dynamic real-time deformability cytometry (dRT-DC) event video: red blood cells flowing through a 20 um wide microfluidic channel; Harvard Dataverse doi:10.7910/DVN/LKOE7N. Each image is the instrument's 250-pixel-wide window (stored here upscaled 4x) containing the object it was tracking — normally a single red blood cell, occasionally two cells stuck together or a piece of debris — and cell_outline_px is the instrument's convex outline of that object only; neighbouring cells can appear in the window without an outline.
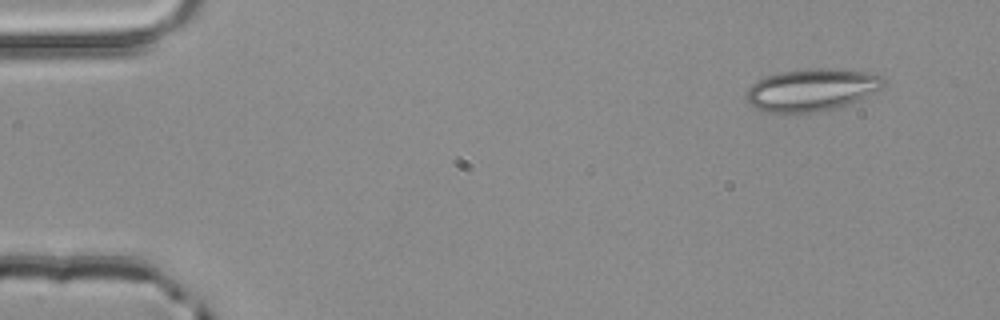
{"species": "common noctule bat (a hibernating species)", "species_latin": "Nyctalus noctula", "temperature_condition": "room temperature", "stored_images_in_passage": 3, "camera_frame_rate_fps": 3000, "um_per_image_px": 0.085, "animal": {"sex": "male", "body_mass_g": 20.4}, "frame": {"image": 1, "passage_image": 1, "time_ms": 0.0, "image_size_px": [1000, 320], "cell_outline_px": [[884, 88], [856, 100], [832, 108], [816, 112], [764, 112], [748, 104], [748, 88], [756, 80], [764, 76], [780, 72], [804, 68], [832, 68], [876, 72], [884, 76]], "centroid_in_image_um": [69.02, 7.6], "position_along_channel_um": 16.0, "area_um2": 33.99}}